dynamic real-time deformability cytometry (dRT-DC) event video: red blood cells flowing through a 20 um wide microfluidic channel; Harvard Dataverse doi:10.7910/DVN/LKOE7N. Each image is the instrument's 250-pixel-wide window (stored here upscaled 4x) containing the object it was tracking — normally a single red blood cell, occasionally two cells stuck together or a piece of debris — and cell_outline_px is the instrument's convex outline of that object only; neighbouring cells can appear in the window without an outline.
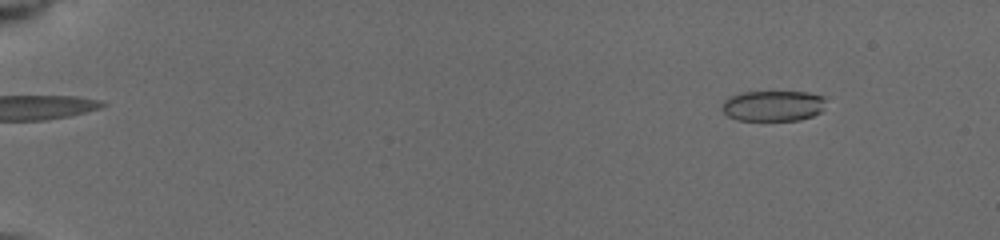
{"species": "common noctule bat (a hibernating species)", "species_latin": "Nyctalus noctula", "temperature_condition": "cold", "stored_images_in_passage": 59, "camera_frame_rate_fps": 3000, "um_per_image_px": 0.085, "animal": {"sex": "female", "body_mass_g": 19.5, "forearm_length_mm": 54.1}, "frame": {"image": 1, "passage_image": 4, "time_ms": 1.0, "image_size_px": [1000, 240], "cell_outline_px": [[824, 100], [820, 112], [812, 116], [800, 120], [736, 120], [728, 116], [720, 108], [720, 104], [728, 96], [740, 92], [808, 92], [824, 96]], "centroid_in_image_um": [65.64, 8.99], "position_along_channel_um": 19.4, "area_um2": 18.67}}
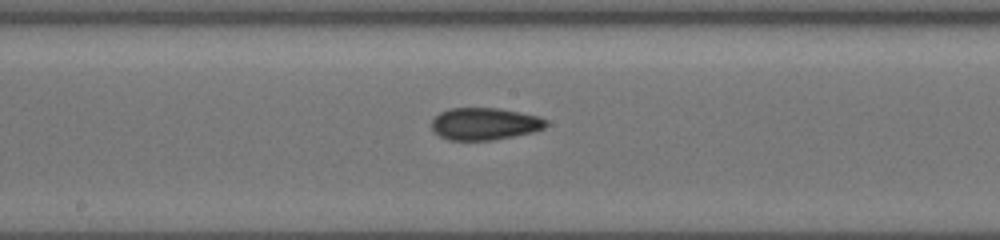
{"frame": {"image": 2, "passage_image": 23, "time_ms": 9.333, "image_size_px": [1000, 240], "cell_outline_px": [[548, 124], [544, 128], [532, 132], [492, 140], [448, 140], [432, 132], [432, 120], [440, 112], [448, 108], [500, 108], [540, 116], [548, 120]], "centroid_in_image_um": [41.19, 10.52], "position_along_channel_um": 207.0, "area_um2": 21.62}}
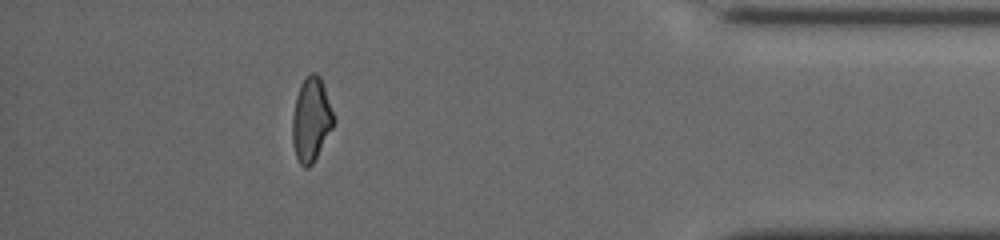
{"frame": {"image": 3, "passage_image": 50, "time_ms": 15.333, "image_size_px": [1000, 240], "cell_outline_px": [[336, 120], [332, 128], [312, 164], [308, 168], [304, 168], [300, 164], [296, 156], [292, 140], [292, 116], [296, 96], [300, 84], [312, 72], [316, 72], [320, 76]], "centroid_in_image_um": [26.44, 10.16], "position_along_channel_um": 408.8, "area_um2": 20.06}, "authors_computed_cell_mechanics": {"area_um2": 20.1144, "velocity_mm_per_s": 3.9565, "shape_relaxation_time_tau1_ms": null, "shape_relaxation_time_tau2_ms": 2.3535, "deformation_change_tau1": null, "deformation_change_tau2": 0.0941}}